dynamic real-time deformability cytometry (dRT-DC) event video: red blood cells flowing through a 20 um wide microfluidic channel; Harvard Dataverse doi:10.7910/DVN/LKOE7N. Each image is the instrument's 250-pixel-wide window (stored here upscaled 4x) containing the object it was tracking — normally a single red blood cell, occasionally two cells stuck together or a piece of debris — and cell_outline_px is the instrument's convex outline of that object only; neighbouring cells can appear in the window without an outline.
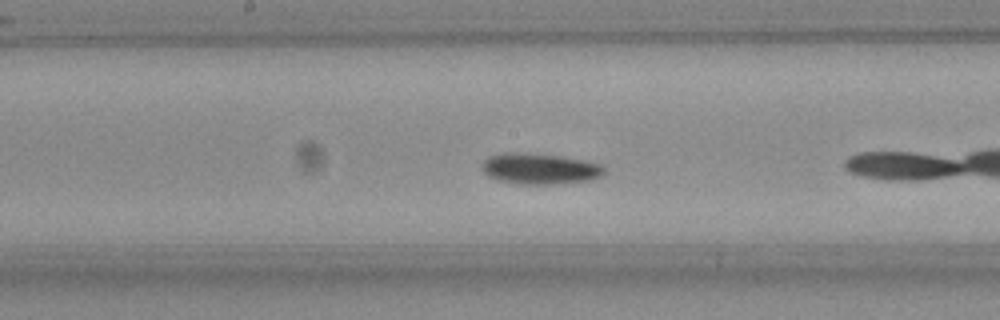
{"species": "Egyptian fruit bat (a non-hibernating species)", "species_latin": "Rousettus aegyptiacus", "temperature_condition": "room temperature", "stored_images_in_passage": 40, "camera_frame_rate_fps": 3000, "um_per_image_px": 0.085, "frame": {"image": 1, "passage_image": 12, "time_ms": 3.667, "image_size_px": [1000, 320], "cell_outline_px": [[604, 172], [600, 176], [592, 180], [552, 184], [520, 184], [500, 180], [488, 176], [480, 168], [484, 160], [488, 156], [504, 152], [516, 152], [560, 156], [584, 160], [600, 164], [604, 168]], "centroid_in_image_um": [45.85, 14.33], "position_along_channel_um": 202.4, "area_um2": 21.96}}